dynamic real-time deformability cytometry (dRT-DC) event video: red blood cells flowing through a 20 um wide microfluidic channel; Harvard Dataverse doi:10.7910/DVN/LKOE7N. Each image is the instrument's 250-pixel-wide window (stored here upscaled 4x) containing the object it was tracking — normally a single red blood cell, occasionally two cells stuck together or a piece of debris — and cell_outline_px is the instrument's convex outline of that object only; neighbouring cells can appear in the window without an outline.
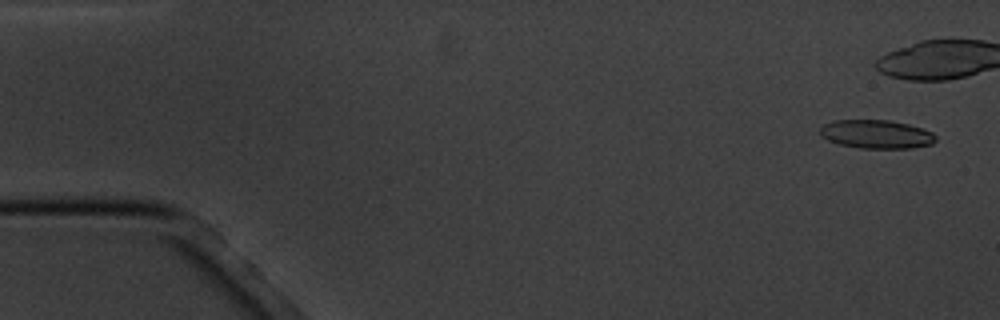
{"species": "common noctule bat (a hibernating species)", "species_latin": "Nyctalus noctula", "temperature_condition": "cold", "stored_images_in_passage": 6, "camera_frame_rate_fps": 3000, "um_per_image_px": 0.085, "animal": {"sex": "male", "body_mass_g": 20.1, "forearm_length_mm": 53.5}, "frame": {"image": 1, "passage_image": 1, "time_ms": 0.0, "image_size_px": [1000, 320], "cell_outline_px": [[936, 140], [932, 144], [912, 148], [860, 148], [840, 144], [828, 140], [820, 136], [820, 128], [824, 124], [836, 120], [888, 120], [908, 124], [932, 132], [936, 136]], "centroid_in_image_um": [74.49, 11.41], "position_along_channel_um": 10.5, "area_um2": 19.19}}